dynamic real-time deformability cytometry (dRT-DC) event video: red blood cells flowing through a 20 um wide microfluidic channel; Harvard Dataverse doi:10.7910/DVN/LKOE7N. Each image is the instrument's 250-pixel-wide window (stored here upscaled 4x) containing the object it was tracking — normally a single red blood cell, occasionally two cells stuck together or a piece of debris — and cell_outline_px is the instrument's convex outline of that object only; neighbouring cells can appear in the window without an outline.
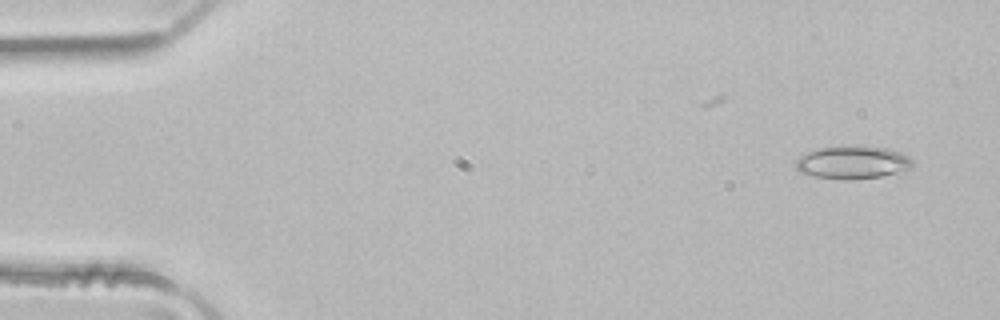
{"species": "common noctule bat (a hibernating species)", "species_latin": "Nyctalus noctula", "temperature_condition": "room temperature", "stored_images_in_passage": 3, "camera_frame_rate_fps": 3000, "um_per_image_px": 0.085, "animal": {"sex": "male", "body_mass_g": 21.5, "forearm_length_mm": 52.0}, "frame": {"image": 1, "passage_image": 1, "time_ms": 0.0, "image_size_px": [1000, 320], "cell_outline_px": [[912, 164], [908, 168], [896, 172], [880, 176], [852, 180], [844, 180], [816, 176], [800, 172], [796, 168], [796, 160], [800, 156], [816, 148], [848, 144], [856, 144], [888, 148], [900, 152], [908, 156], [912, 160]], "centroid_in_image_um": [72.44, 13.76], "position_along_channel_um": 12.6, "area_um2": 22.66}}